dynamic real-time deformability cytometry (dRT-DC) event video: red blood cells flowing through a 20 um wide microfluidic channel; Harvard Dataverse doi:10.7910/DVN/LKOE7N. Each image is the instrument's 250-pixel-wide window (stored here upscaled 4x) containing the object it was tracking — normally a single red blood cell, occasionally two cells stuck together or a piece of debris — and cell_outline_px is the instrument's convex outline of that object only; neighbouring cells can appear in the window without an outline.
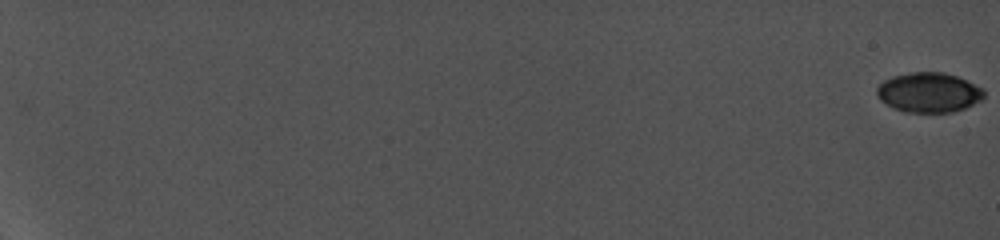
{"species": "common noctule bat (a hibernating species)", "species_latin": "Nyctalus noctula", "temperature_condition": "cold", "stored_images_in_passage": 44, "camera_frame_rate_fps": 5000, "um_per_image_px": 0.085, "animal": {"sex": "female", "body_mass_g": 19.0, "forearm_length_mm": 56.7}, "frame": {"image": 1, "passage_image": 1, "time_ms": 0.0, "image_size_px": [1000, 240], "cell_outline_px": [[984, 96], [980, 100], [964, 108], [952, 112], [904, 112], [880, 100], [876, 92], [876, 88], [884, 80], [892, 76], [912, 72], [944, 72], [956, 76], [984, 88]], "centroid_in_image_um": [78.95, 7.85], "position_along_channel_um": 6.1, "area_um2": 24.68}}
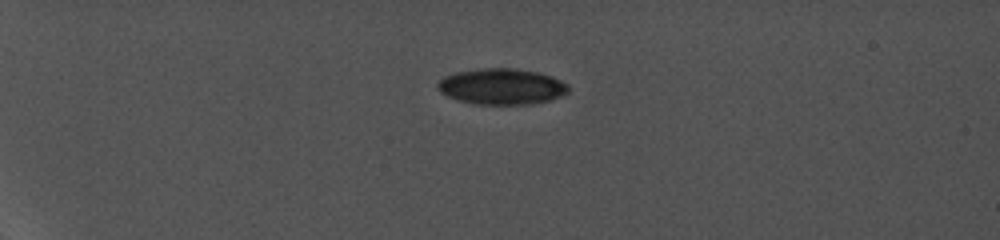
{"frame": {"image": 2, "passage_image": 30, "time_ms": 6.2, "image_size_px": [1000, 240], "cell_outline_px": [[568, 92], [560, 96], [548, 100], [528, 104], [472, 104], [456, 100], [440, 92], [436, 88], [436, 84], [444, 76], [456, 72], [484, 68], [516, 68], [536, 72], [552, 76], [568, 84]], "centroid_in_image_um": [42.6, 7.35], "position_along_channel_um": 42.4, "area_um2": 27.4}}